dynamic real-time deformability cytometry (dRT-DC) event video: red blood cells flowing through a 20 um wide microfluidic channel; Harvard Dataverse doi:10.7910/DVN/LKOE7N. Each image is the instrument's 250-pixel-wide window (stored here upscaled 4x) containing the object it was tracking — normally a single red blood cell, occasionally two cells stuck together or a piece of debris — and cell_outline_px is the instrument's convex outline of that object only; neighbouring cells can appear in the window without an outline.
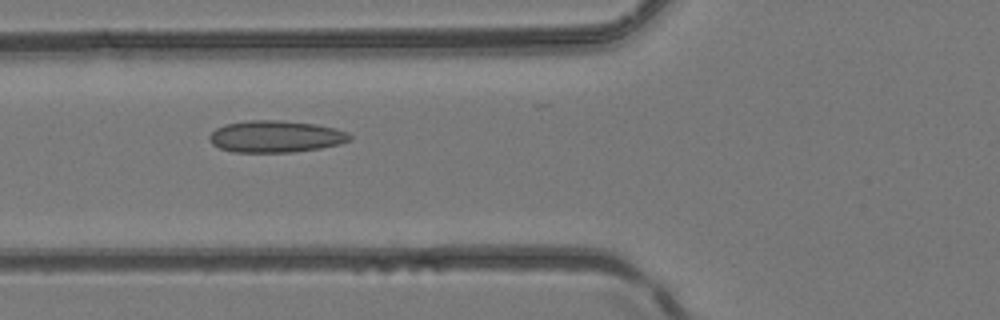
{"species": "common noctule bat (a hibernating species)", "species_latin": "Nyctalus noctula", "temperature_condition": "room temperature", "stored_images_in_passage": 4, "camera_frame_rate_fps": 3000, "um_per_image_px": 0.085, "animal": {"sex": "female", "body_mass_g": 24.6, "forearm_length_mm": 56.2}, "frame": {"image": 1, "passage_image": 3, "time_ms": 0.667, "image_size_px": [1000, 320], "cell_outline_px": [[352, 140], [340, 144], [320, 148], [292, 152], [232, 152], [220, 148], [212, 144], [208, 140], [208, 136], [216, 128], [224, 124], [248, 120], [284, 120], [316, 124], [336, 128], [348, 132], [352, 136]], "centroid_in_image_um": [23.44, 11.59], "position_along_channel_um": 102.4, "area_um2": 26.36}}
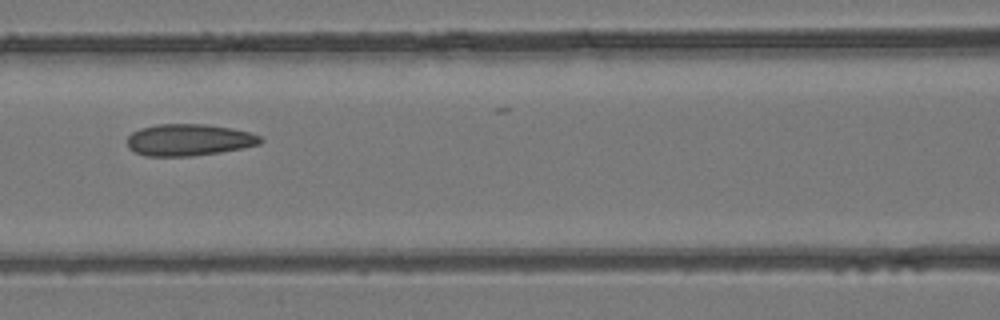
{"frame": {"image": 2, "passage_image": 4, "time_ms": 1.0, "image_size_px": [1000, 320], "cell_outline_px": [[264, 140], [260, 144], [220, 152], [192, 156], [144, 156], [128, 148], [128, 136], [132, 132], [140, 128], [156, 124], [204, 124], [228, 128], [248, 132], [260, 136]], "centroid_in_image_um": [16.02, 11.89], "position_along_channel_um": 150.6, "area_um2": 24.51}}